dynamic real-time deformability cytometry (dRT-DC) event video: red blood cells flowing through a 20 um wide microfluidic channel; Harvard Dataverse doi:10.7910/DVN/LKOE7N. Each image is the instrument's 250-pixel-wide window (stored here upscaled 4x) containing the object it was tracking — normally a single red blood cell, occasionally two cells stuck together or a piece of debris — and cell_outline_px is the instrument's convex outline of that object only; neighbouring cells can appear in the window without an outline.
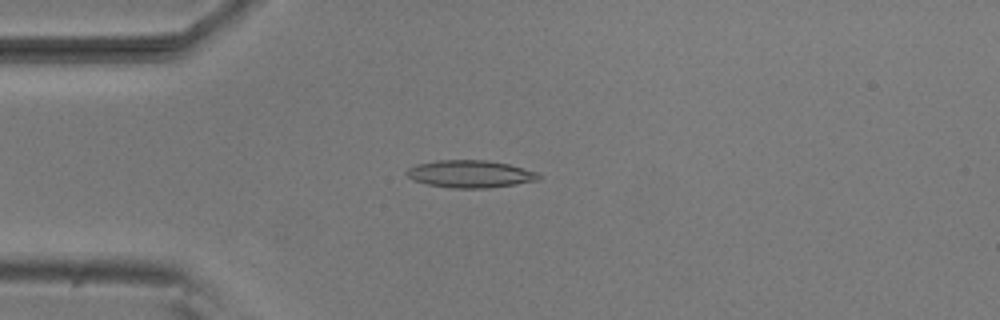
{"species": "common noctule bat (a hibernating species)", "species_latin": "Nyctalus noctula", "temperature_condition": "room temperature", "stored_images_in_passage": 36, "camera_frame_rate_fps": 3000, "um_per_image_px": 0.085, "animal": {"sex": "male", "body_mass_g": 20.5, "forearm_length_mm": 52.5}, "frame": {"image": 1, "passage_image": 2, "time_ms": 0.333, "image_size_px": [1000, 320], "cell_outline_px": [[544, 176], [540, 180], [516, 184], [488, 188], [452, 188], [428, 184], [412, 180], [404, 172], [408, 168], [416, 164], [436, 160], [488, 160], [508, 164], [536, 172]], "centroid_in_image_um": [39.97, 14.78], "position_along_channel_um": 45.0, "area_um2": 21.21}}
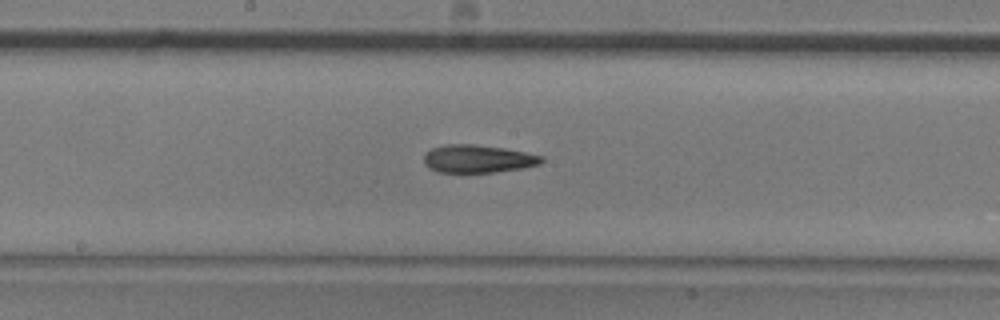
{"frame": {"image": 2, "passage_image": 16, "time_ms": 5.0, "image_size_px": [1000, 320], "cell_outline_px": [[544, 160], [540, 164], [520, 168], [496, 172], [436, 172], [428, 168], [424, 164], [424, 152], [432, 148], [448, 144], [472, 144], [504, 148], [544, 156]], "centroid_in_image_um": [40.58, 13.5], "position_along_channel_um": 207.6, "area_um2": 19.13}}
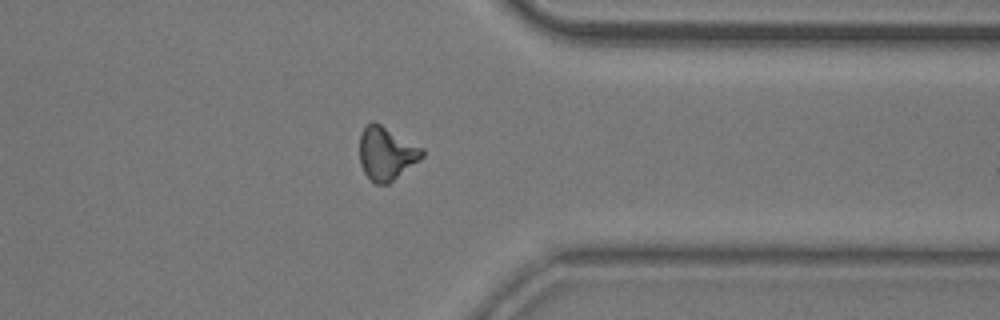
{"frame": {"image": 3, "passage_image": 30, "time_ms": 9.667, "image_size_px": [1000, 320], "cell_outline_px": [[424, 156], [420, 160], [388, 184], [376, 184], [364, 172], [360, 164], [360, 132], [372, 120], [380, 124], [424, 148]], "centroid_in_image_um": [32.85, 13.03], "position_along_channel_um": 378.5, "area_um2": 19.36}}